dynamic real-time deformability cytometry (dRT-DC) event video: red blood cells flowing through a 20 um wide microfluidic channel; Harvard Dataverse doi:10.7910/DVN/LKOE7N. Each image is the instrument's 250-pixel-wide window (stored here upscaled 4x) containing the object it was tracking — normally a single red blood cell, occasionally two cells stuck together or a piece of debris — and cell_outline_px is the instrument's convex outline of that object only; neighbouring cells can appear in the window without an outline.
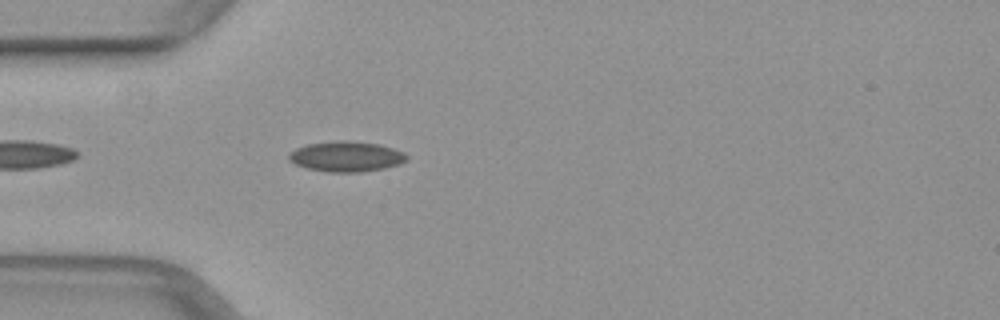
{"species": "common noctule bat (a hibernating species)", "species_latin": "Nyctalus noctula", "temperature_condition": "warm", "stored_images_in_passage": 33, "camera_frame_rate_fps": 3000, "um_per_image_px": 0.085, "animal": {"sex": "female", "body_mass_g": 29.2, "forearm_length_mm": 56.3}, "frame": {"image": 1, "passage_image": 3, "time_ms": 0.667, "image_size_px": [1000, 320], "cell_outline_px": [[408, 160], [400, 164], [384, 168], [360, 172], [328, 172], [308, 168], [296, 164], [288, 160], [288, 156], [296, 148], [308, 144], [340, 140], [348, 140], [380, 144], [404, 152], [408, 156]], "centroid_in_image_um": [29.47, 13.3], "position_along_channel_um": 55.5, "area_um2": 20.81}}
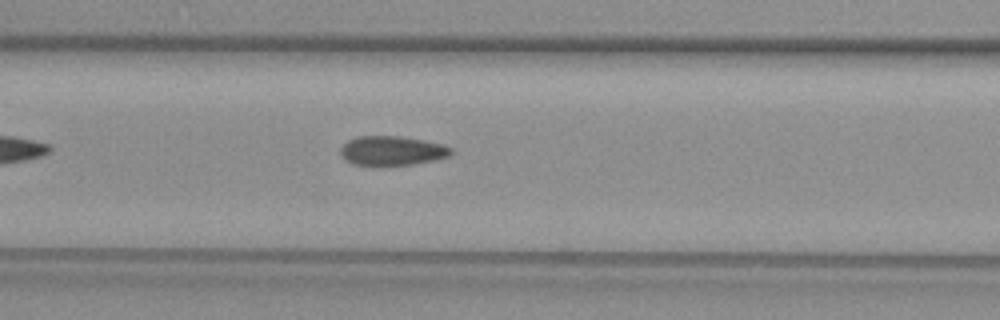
{"frame": {"image": 2, "passage_image": 9, "time_ms": 2.667, "image_size_px": [1000, 320], "cell_outline_px": [[452, 152], [448, 156], [436, 160], [412, 164], [380, 168], [372, 168], [352, 164], [344, 160], [340, 152], [340, 148], [348, 140], [356, 136], [400, 136], [424, 140], [444, 144], [452, 148]], "centroid_in_image_um": [33.27, 12.85], "position_along_channel_um": 133.3, "area_um2": 19.77}}
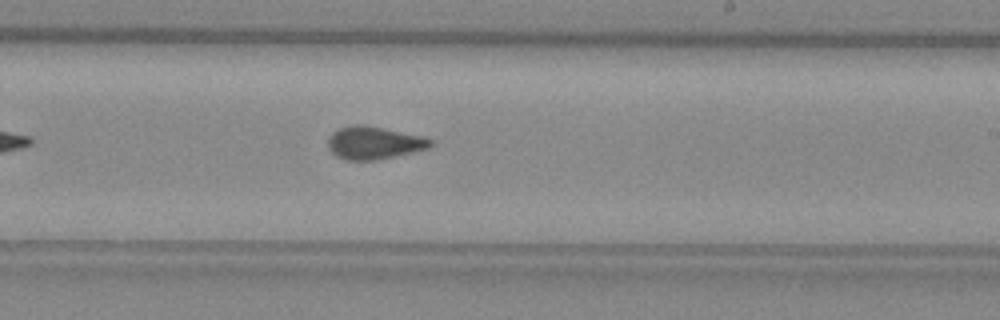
{"frame": {"image": 3, "passage_image": 18, "time_ms": 5.667, "image_size_px": [1000, 320], "cell_outline_px": [[432, 144], [428, 148], [412, 152], [376, 160], [344, 160], [336, 156], [328, 148], [328, 136], [332, 132], [340, 128], [352, 124], [360, 124], [420, 136], [432, 140]], "centroid_in_image_um": [31.71, 12.15], "position_along_channel_um": 257.3, "area_um2": 19.25}}